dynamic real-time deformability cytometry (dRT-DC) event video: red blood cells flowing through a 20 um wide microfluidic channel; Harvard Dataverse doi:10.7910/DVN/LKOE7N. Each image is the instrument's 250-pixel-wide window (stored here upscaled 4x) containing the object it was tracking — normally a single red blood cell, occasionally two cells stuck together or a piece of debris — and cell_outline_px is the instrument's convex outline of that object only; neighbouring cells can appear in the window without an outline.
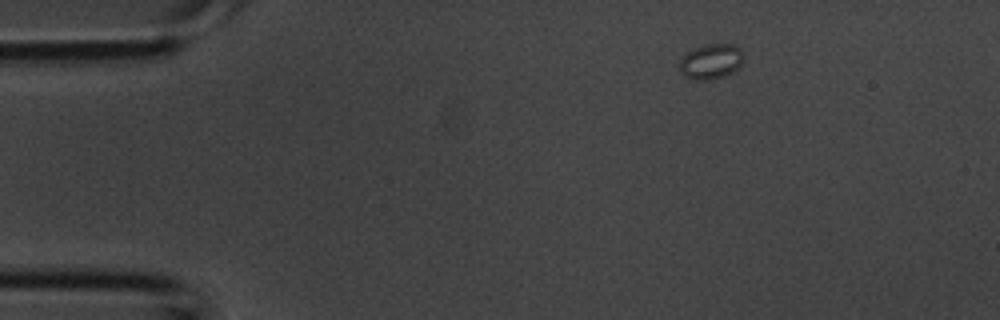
{"species": "common noctule bat (a hibernating species)", "species_latin": "Nyctalus noctula", "temperature_condition": "room temperature", "stored_images_in_passage": 2, "segment_of_instrument_passage": [2, 2], "camera_frame_rate_fps": 3000, "um_per_image_px": 0.085, "animal": {"sex": "male", "body_mass_g": 20.1, "forearm_length_mm": 53.5}, "frame": {"image": 1, "passage_image": 2, "time_ms": 0.333, "image_size_px": [1000, 320], "cell_outline_px": [[744, 60], [732, 72], [724, 76], [704, 80], [696, 80], [684, 76], [680, 72], [680, 60], [692, 48], [704, 44], [732, 44], [740, 48], [744, 56]], "centroid_in_image_um": [60.43, 5.21], "position_along_channel_um": 24.6, "area_um2": 13.06}}